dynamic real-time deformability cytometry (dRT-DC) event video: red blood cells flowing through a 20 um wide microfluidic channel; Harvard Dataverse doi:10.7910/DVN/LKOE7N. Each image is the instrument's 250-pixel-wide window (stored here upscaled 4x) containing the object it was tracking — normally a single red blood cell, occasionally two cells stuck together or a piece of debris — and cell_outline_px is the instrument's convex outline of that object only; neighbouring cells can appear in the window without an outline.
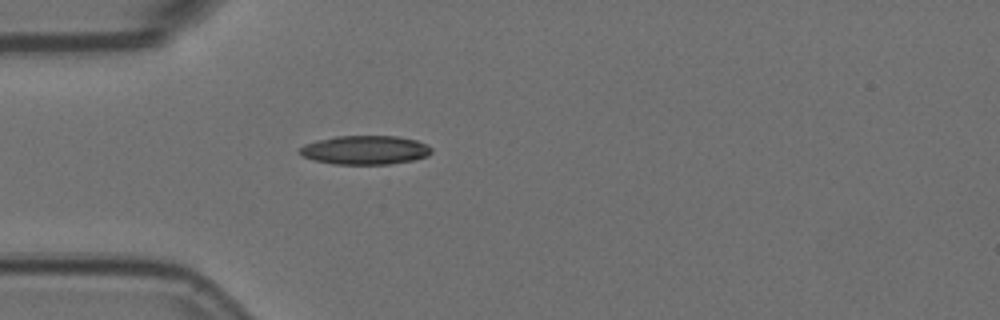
{"species": "Egyptian fruit bat (a non-hibernating species)", "species_latin": "Rousettus aegyptiacus", "temperature_condition": "room temperature", "stored_images_in_passage": 5, "camera_frame_rate_fps": 3000, "um_per_image_px": 0.085, "animal": {"sex": "female"}, "frame": {"image": 1, "passage_image": 5, "time_ms": 1.333, "image_size_px": [1000, 320], "cell_outline_px": [[432, 152], [428, 156], [412, 160], [388, 164], [332, 164], [312, 160], [300, 156], [300, 148], [304, 144], [316, 140], [336, 136], [396, 136], [416, 140], [428, 144], [432, 148]], "centroid_in_image_um": [31.02, 12.75], "position_along_channel_um": 54.0, "area_um2": 22.37}}